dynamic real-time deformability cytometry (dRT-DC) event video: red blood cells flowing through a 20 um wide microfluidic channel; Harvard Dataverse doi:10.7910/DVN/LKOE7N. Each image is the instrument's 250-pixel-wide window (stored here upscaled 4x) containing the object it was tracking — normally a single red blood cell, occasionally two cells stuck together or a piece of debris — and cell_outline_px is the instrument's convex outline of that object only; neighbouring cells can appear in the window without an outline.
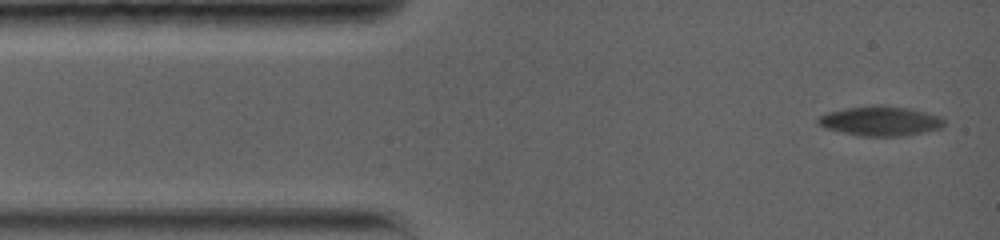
{"species": "common noctule bat (a hibernating species)", "species_latin": "Nyctalus noctula", "temperature_condition": "warm", "stored_images_in_passage": 4, "camera_frame_rate_fps": 5000, "um_per_image_px": 0.085, "animal": {"sex": "female", "body_mass_g": 19.0, "forearm_length_mm": 56.7}, "frame": {"image": 1, "passage_image": 1, "time_ms": 0.0, "image_size_px": [1000, 240], "cell_outline_px": [[944, 124], [940, 128], [924, 132], [900, 136], [864, 136], [844, 132], [828, 128], [820, 124], [816, 120], [820, 116], [828, 112], [848, 108], [876, 104], [880, 104], [912, 108], [944, 116]], "centroid_in_image_um": [74.92, 10.26], "position_along_channel_um": 10.1, "area_um2": 21.73}}
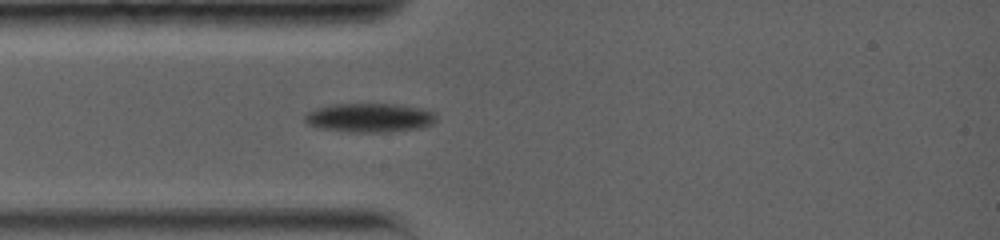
{"frame": {"image": 2, "passage_image": 4, "time_ms": 3.2, "image_size_px": [1000, 240], "cell_outline_px": [[436, 120], [432, 124], [424, 128], [384, 132], [348, 132], [316, 128], [308, 124], [304, 120], [304, 116], [308, 112], [316, 108], [332, 104], [400, 104], [420, 108], [436, 112]], "centroid_in_image_um": [31.42, 10.01], "position_along_channel_um": 53.6, "area_um2": 22.54}}